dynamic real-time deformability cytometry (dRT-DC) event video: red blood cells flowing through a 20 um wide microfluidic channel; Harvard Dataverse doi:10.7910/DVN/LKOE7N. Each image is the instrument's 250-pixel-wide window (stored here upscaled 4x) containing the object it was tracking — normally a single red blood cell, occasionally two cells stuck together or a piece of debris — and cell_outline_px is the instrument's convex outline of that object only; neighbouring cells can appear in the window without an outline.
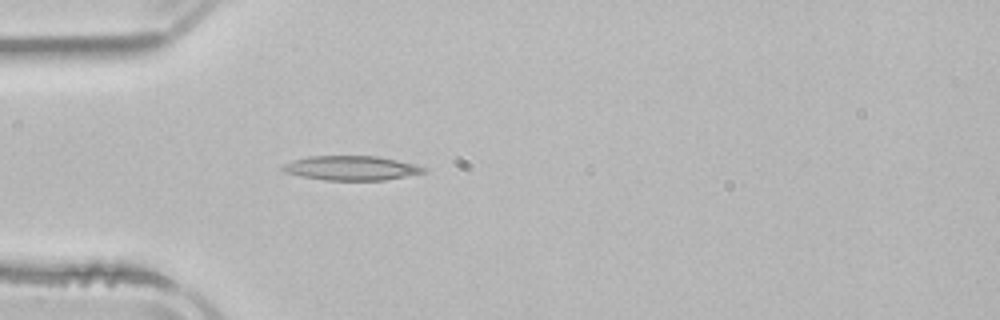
{"species": "common noctule bat (a hibernating species)", "species_latin": "Nyctalus noctula", "temperature_condition": "room temperature", "stored_images_in_passage": 1, "camera_frame_rate_fps": 3000, "um_per_image_px": 0.085, "animal": {"sex": "male", "body_mass_g": 21.5, "forearm_length_mm": 52.0}, "frame": {"image": 1, "passage_image": 1, "time_ms": 0.0, "image_size_px": [1000, 320], "cell_outline_px": [[428, 168], [424, 172], [384, 180], [324, 180], [300, 176], [284, 172], [280, 168], [284, 164], [292, 160], [308, 156], [376, 156], [416, 164]], "centroid_in_image_um": [29.82, 14.28], "position_along_channel_um": 55.2, "area_um2": 20.0}}